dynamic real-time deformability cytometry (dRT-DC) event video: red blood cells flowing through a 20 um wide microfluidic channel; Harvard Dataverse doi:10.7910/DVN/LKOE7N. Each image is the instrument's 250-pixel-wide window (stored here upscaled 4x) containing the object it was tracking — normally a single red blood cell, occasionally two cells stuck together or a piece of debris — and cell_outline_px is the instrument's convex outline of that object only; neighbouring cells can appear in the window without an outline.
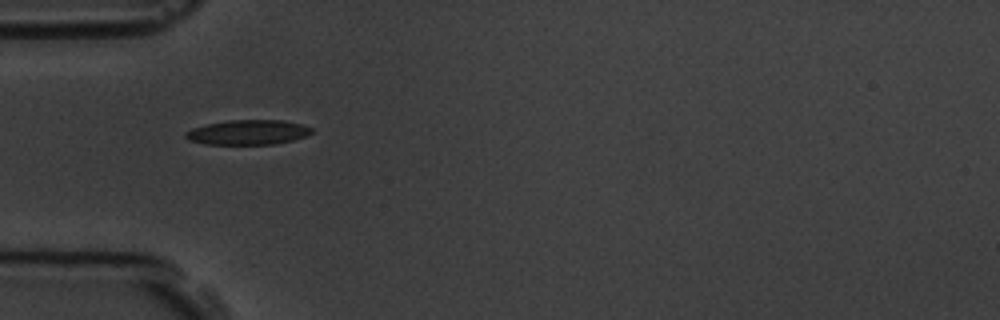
{"species": "common noctule bat (a hibernating species)", "species_latin": "Nyctalus noctula", "temperature_condition": "room temperature", "stored_images_in_passage": 6, "camera_frame_rate_fps": 3000, "um_per_image_px": 0.085, "animal": {"sex": "male", "body_mass_g": 19.5, "forearm_length_mm": 54.6}, "frame": {"image": 1, "passage_image": 5, "time_ms": 4.667, "image_size_px": [1000, 320], "cell_outline_px": [[312, 132], [304, 136], [292, 140], [276, 144], [204, 144], [188, 140], [184, 136], [184, 132], [192, 128], [208, 124], [228, 120], [284, 120], [300, 124], [312, 128]], "centroid_in_image_um": [21.03, 11.24], "position_along_channel_um": 64.0, "area_um2": 18.15}}
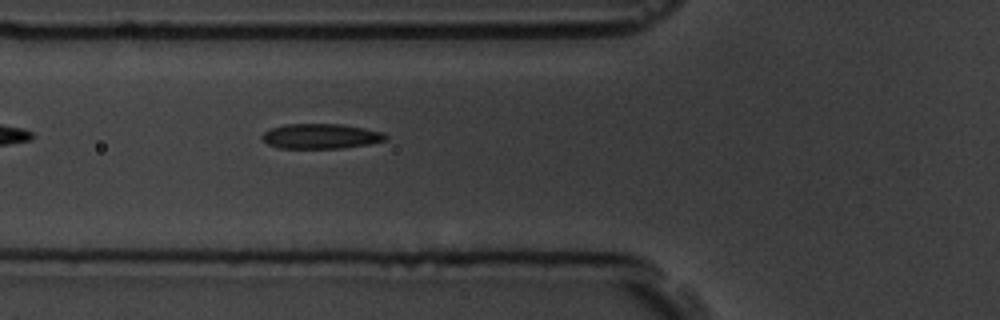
{"frame": {"image": 2, "passage_image": 6, "time_ms": 5.667, "image_size_px": [1000, 320], "cell_outline_px": [[388, 136], [384, 140], [368, 144], [340, 148], [280, 148], [268, 144], [260, 136], [264, 132], [272, 128], [284, 124], [340, 124], [364, 128], [384, 132]], "centroid_in_image_um": [27.26, 11.57], "position_along_channel_um": 98.5, "area_um2": 17.86}}